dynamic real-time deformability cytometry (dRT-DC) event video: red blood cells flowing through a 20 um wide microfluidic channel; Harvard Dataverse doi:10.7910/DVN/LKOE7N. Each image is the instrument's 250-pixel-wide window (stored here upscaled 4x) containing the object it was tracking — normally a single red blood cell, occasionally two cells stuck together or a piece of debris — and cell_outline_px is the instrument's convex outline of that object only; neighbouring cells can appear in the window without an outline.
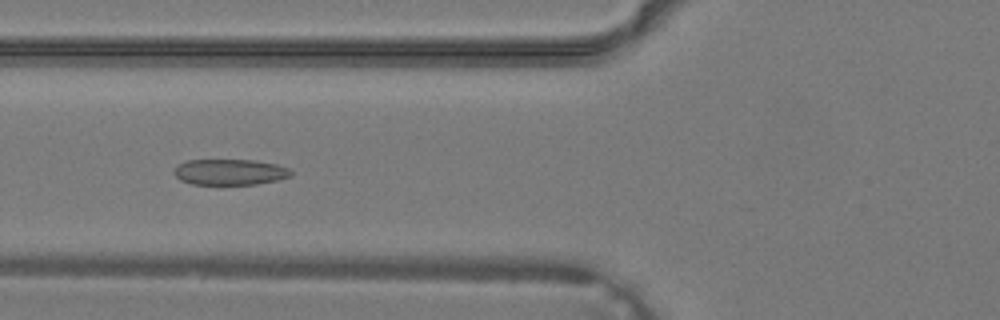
{"species": "common noctule bat (a hibernating species)", "species_latin": "Nyctalus noctula", "temperature_condition": "warm", "stored_images_in_passage": 22, "camera_frame_rate_fps": 3000, "um_per_image_px": 0.085, "animal": {"sex": "male", "body_mass_g": 19.2, "forearm_length_mm": 51.8}, "frame": {"image": 1, "passage_image": 15, "time_ms": 4.667, "image_size_px": [1000, 320], "cell_outline_px": [[292, 176], [276, 180], [256, 184], [192, 184], [180, 180], [172, 172], [180, 164], [188, 160], [256, 160], [276, 164], [288, 168], [292, 172]], "centroid_in_image_um": [19.55, 14.62], "position_along_channel_um": 106.2, "area_um2": 17.51}}
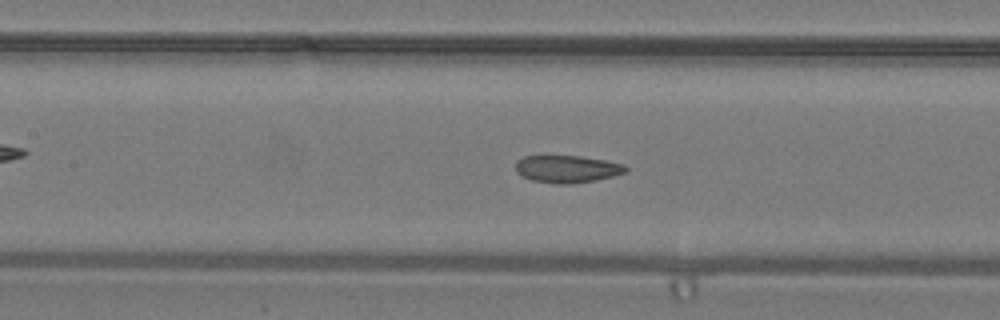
{"frame": {"image": 2, "passage_image": 18, "time_ms": 5.667, "image_size_px": [1000, 320], "cell_outline_px": [[628, 168], [624, 172], [612, 176], [596, 180], [572, 184], [556, 184], [532, 180], [520, 176], [516, 172], [516, 160], [524, 156], [580, 156], [604, 160], [624, 164]], "centroid_in_image_um": [48.16, 14.37], "position_along_channel_um": 159.2, "area_um2": 17.57}}
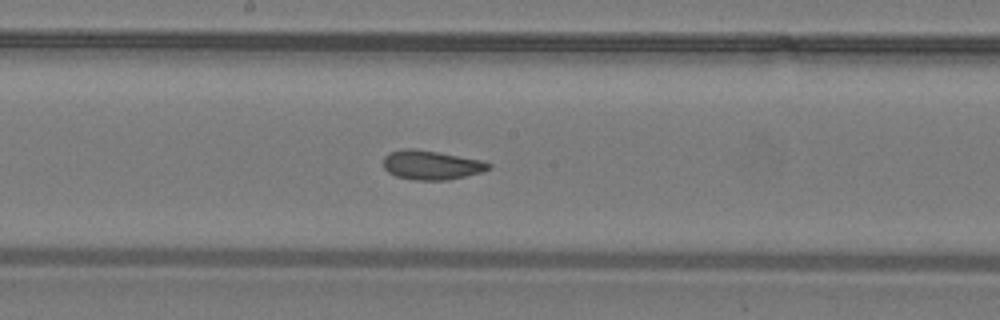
{"frame": {"image": 3, "passage_image": 21, "time_ms": 6.667, "image_size_px": [1000, 320], "cell_outline_px": [[492, 168], [480, 172], [448, 180], [416, 180], [396, 176], [388, 172], [384, 168], [384, 156], [388, 152], [404, 148], [412, 148], [440, 152], [480, 160], [492, 164]], "centroid_in_image_um": [36.64, 14.01], "position_along_channel_um": 211.6, "area_um2": 17.92}}